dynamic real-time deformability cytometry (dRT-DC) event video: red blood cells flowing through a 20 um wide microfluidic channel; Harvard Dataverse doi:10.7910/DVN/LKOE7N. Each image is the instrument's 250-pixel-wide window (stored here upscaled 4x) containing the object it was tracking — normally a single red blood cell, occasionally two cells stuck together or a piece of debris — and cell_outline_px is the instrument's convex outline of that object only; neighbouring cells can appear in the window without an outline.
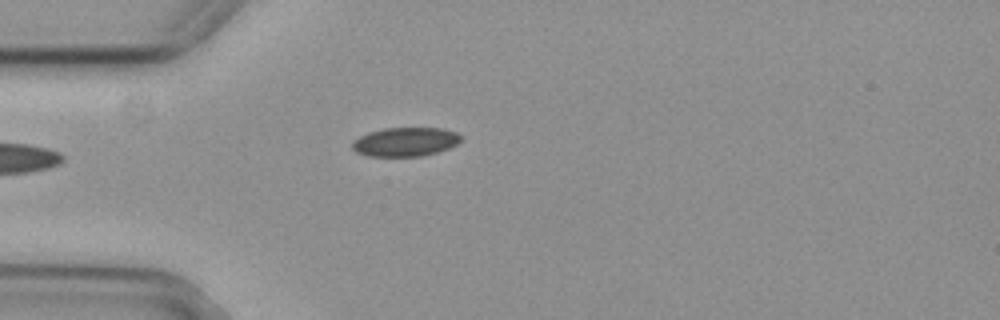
{"species": "common noctule bat (a hibernating species)", "species_latin": "Nyctalus noctula", "temperature_condition": "cold", "stored_images_in_passage": 2, "camera_frame_rate_fps": 3000, "um_per_image_px": 0.085, "animal": {"sex": "female", "body_mass_g": 29.2, "forearm_length_mm": 56.3}, "frame": {"image": 1, "passage_image": 1, "time_ms": 0.0, "image_size_px": [1000, 320], "cell_outline_px": [[460, 140], [456, 144], [448, 148], [436, 152], [420, 156], [368, 156], [356, 152], [352, 148], [352, 140], [368, 132], [384, 128], [444, 128], [456, 132], [460, 136]], "centroid_in_image_um": [34.41, 12.05], "position_along_channel_um": 50.6, "area_um2": 18.26}}